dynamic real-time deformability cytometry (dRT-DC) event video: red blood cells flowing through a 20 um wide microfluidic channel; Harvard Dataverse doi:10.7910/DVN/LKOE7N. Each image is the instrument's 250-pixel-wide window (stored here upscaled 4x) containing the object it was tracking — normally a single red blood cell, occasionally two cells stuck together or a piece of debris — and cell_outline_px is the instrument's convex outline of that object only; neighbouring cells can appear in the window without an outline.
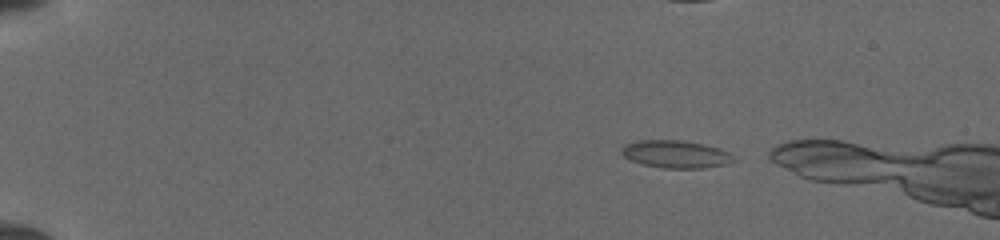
{"species": "common noctule bat (a hibernating species)", "species_latin": "Nyctalus noctula", "temperature_condition": "cold", "stored_images_in_passage": 13, "camera_frame_rate_fps": 3000, "um_per_image_px": 0.085, "animal": {"sex": "female", "body_mass_g": 19.5, "forearm_length_mm": 54.1}, "frame": {"image": 1, "passage_image": 4, "time_ms": 1.0, "image_size_px": [1000, 240], "cell_outline_px": [[732, 160], [724, 164], [704, 168], [664, 168], [644, 164], [632, 160], [624, 156], [620, 152], [620, 148], [628, 144], [640, 140], [680, 140], [704, 144], [728, 152]], "centroid_in_image_um": [57.38, 13.1], "position_along_channel_um": 27.6, "area_um2": 17.51}}